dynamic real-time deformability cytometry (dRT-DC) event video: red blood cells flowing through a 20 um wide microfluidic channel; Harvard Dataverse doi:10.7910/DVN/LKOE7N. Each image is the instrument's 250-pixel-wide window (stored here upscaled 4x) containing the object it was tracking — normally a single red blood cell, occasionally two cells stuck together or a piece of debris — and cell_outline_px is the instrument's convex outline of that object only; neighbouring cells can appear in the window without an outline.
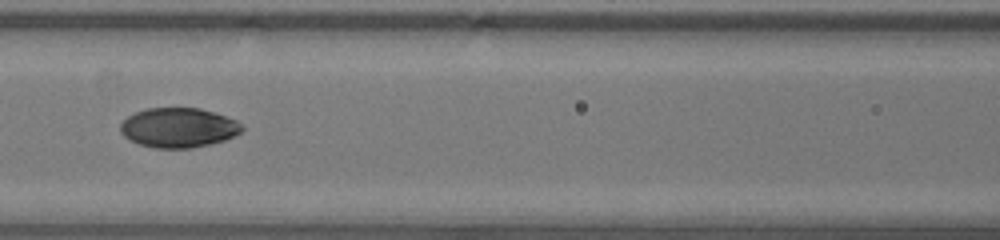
{"species": "human", "species_latin": "Homo sapiens", "temperature_condition": "warm", "stored_images_in_passage": 48, "segment_of_instrument_passage": [2, 2], "camera_frame_rate_fps": 3000, "um_per_image_px": 0.085, "donor": {"sex": "male"}, "frame": {"image": 1, "passage_image": 21, "time_ms": 6.667, "image_size_px": [1000, 240], "cell_outline_px": [[244, 128], [240, 132], [224, 140], [192, 148], [152, 148], [128, 140], [120, 132], [120, 124], [128, 116], [136, 112], [148, 108], [200, 108], [236, 120]], "centroid_in_image_um": [15.13, 10.86], "position_along_channel_um": 151.5, "area_um2": 27.92}}
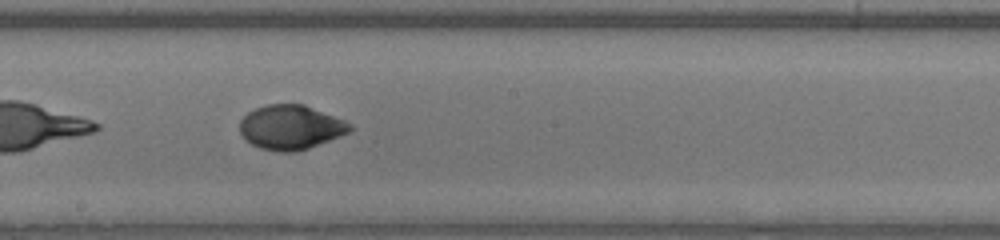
{"frame": {"image": 2, "passage_image": 26, "time_ms": 8.333, "image_size_px": [1000, 240], "cell_outline_px": [[356, 128], [340, 136], [308, 148], [296, 152], [280, 152], [260, 148], [252, 144], [240, 132], [240, 120], [248, 112], [256, 108], [268, 104], [304, 104], [344, 120], [352, 124]], "centroid_in_image_um": [24.73, 10.81], "position_along_channel_um": 223.5, "area_um2": 28.38}}
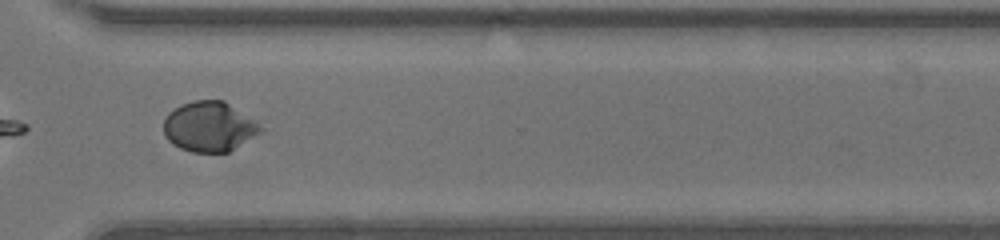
{"frame": {"image": 3, "passage_image": 35, "time_ms": 11.333, "image_size_px": [1000, 240], "cell_outline_px": [[264, 128], [260, 132], [228, 152], [192, 152], [180, 148], [172, 144], [164, 136], [164, 120], [168, 112], [180, 104], [192, 100], [224, 100]], "centroid_in_image_um": [17.72, 10.75], "position_along_channel_um": 352.9, "area_um2": 28.03}}